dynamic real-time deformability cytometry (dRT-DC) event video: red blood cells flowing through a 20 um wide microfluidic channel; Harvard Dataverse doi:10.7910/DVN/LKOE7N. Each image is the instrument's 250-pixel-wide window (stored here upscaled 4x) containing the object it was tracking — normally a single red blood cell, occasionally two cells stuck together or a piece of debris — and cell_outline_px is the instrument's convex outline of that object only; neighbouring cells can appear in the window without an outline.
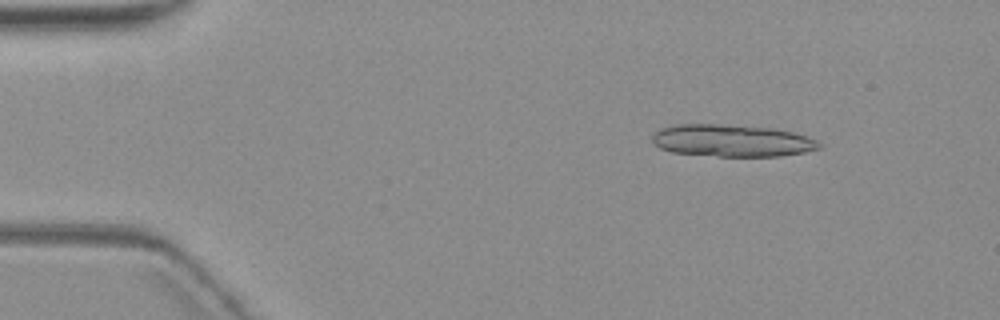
{"species": "common noctule bat (a hibernating species)", "species_latin": "Nyctalus noctula", "temperature_condition": "warm", "stored_images_in_passage": 5, "camera_frame_rate_fps": 3000, "um_per_image_px": 0.085, "animal": {"sex": "female", "body_mass_g": 19.3, "forearm_length_mm": 54.1}, "frame": {"image": 1, "passage_image": 2, "time_ms": 1.333, "image_size_px": [1000, 320], "cell_outline_px": [[824, 144], [820, 148], [804, 152], [780, 156], [716, 156], [672, 152], [660, 148], [652, 140], [652, 136], [660, 128], [676, 124], [716, 124], [772, 128], [792, 132], [808, 136]], "centroid_in_image_um": [62.23, 11.95], "position_along_channel_um": 22.8, "area_um2": 31.21}}